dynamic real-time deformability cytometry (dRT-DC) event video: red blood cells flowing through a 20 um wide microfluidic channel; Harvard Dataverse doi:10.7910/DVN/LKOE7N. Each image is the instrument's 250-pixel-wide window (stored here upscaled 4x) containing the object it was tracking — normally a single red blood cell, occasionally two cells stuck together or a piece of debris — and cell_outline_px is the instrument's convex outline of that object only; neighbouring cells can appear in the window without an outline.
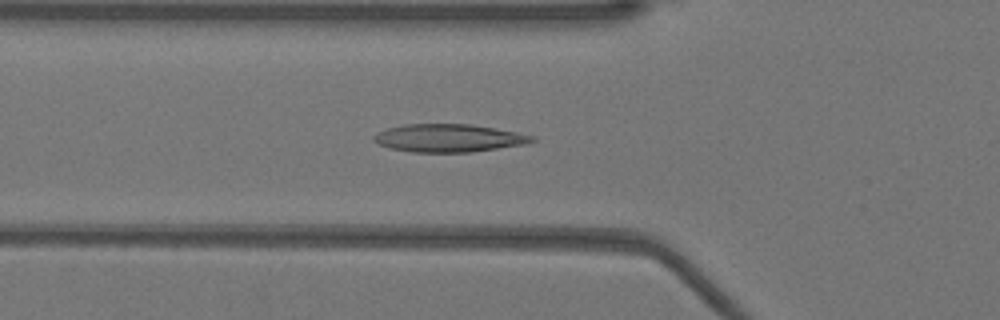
{"species": "Egyptian fruit bat (a non-hibernating species)", "species_latin": "Rousettus aegyptiacus", "temperature_condition": "warm", "stored_images_in_passage": 45, "camera_frame_rate_fps": 3000, "um_per_image_px": 0.085, "animal": {"sex": "female"}, "frame": {"image": 1, "passage_image": 17, "time_ms": 5.333, "image_size_px": [1000, 320], "cell_outline_px": [[536, 140], [524, 144], [468, 152], [412, 152], [388, 148], [372, 140], [372, 136], [376, 132], [388, 128], [404, 124], [468, 124], [516, 132], [536, 136]], "centroid_in_image_um": [38.08, 11.73], "position_along_channel_um": 87.7, "area_um2": 25.55}}
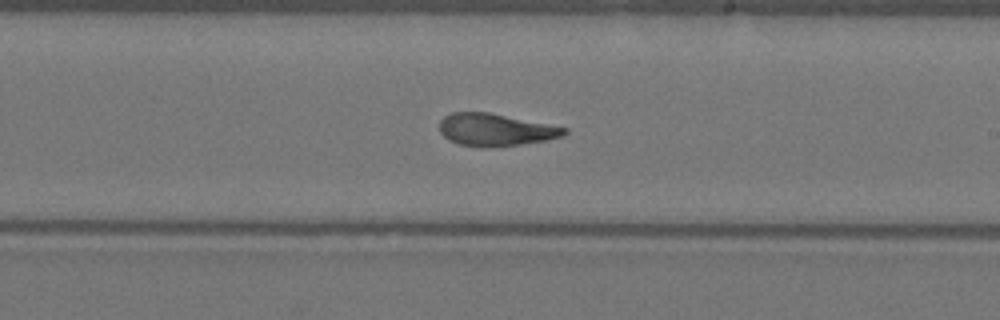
{"frame": {"image": 2, "passage_image": 29, "time_ms": 9.333, "image_size_px": [1000, 320], "cell_outline_px": [[568, 132], [564, 136], [544, 140], [520, 144], [484, 148], [456, 144], [448, 140], [440, 132], [440, 120], [444, 116], [452, 112], [488, 112], [568, 128]], "centroid_in_image_um": [42.08, 11.03], "position_along_channel_um": 246.9, "area_um2": 23.52}}
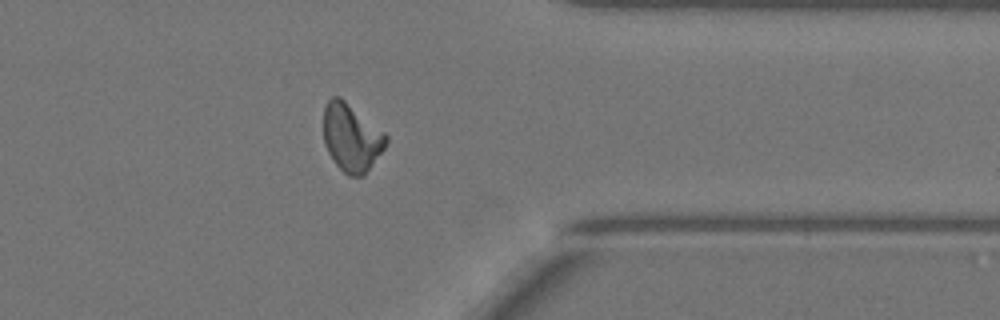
{"frame": {"image": 3, "passage_image": 40, "time_ms": 13.0, "image_size_px": [1000, 320], "cell_outline_px": [[388, 140], [384, 148], [364, 176], [348, 176], [332, 160], [324, 144], [324, 108], [328, 100], [332, 96], [340, 96], [384, 132], [388, 136]], "centroid_in_image_um": [29.86, 11.7], "position_along_channel_um": 381.5, "area_um2": 24.62}}